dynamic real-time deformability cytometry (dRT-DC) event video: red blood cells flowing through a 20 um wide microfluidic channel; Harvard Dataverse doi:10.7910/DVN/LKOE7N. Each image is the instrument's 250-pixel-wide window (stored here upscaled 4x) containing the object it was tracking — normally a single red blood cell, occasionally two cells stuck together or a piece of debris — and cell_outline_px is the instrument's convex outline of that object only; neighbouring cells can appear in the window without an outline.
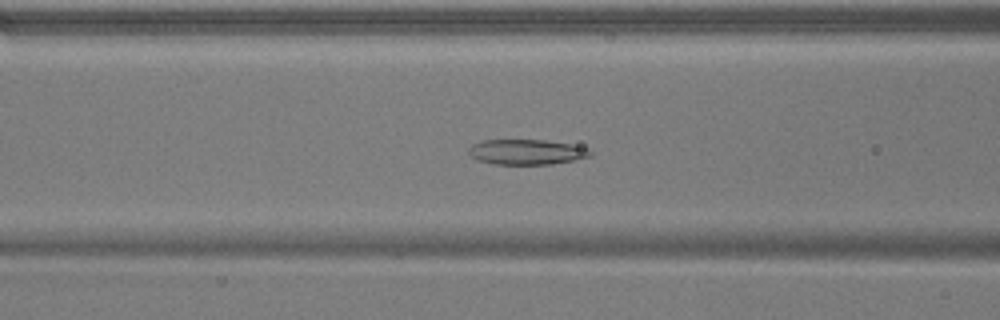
{"species": "common noctule bat (a hibernating species)", "species_latin": "Nyctalus noctula", "temperature_condition": "warm", "stored_images_in_passage": 52, "camera_frame_rate_fps": 3000, "um_per_image_px": 0.085, "animal": {"sex": "male", "body_mass_g": 17.9}, "frame": {"image": 1, "passage_image": 21, "time_ms": 6.667, "image_size_px": [1000, 320], "cell_outline_px": [[592, 156], [552, 164], [492, 164], [476, 160], [468, 152], [468, 148], [472, 144], [484, 140], [544, 140], [568, 144], [588, 148], [592, 152]], "centroid_in_image_um": [44.72, 12.92], "position_along_channel_um": 121.9, "area_um2": 17.8}}
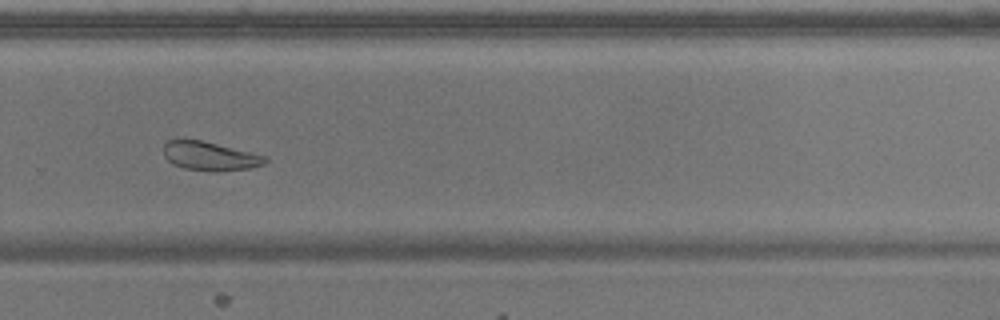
{"frame": {"image": 2, "passage_image": 36, "time_ms": 11.667, "image_size_px": [1000, 320], "cell_outline_px": [[268, 160], [264, 164], [248, 168], [220, 172], [212, 172], [184, 168], [172, 164], [164, 156], [164, 144], [168, 140], [200, 140], [268, 156]], "centroid_in_image_um": [17.85, 13.29], "position_along_channel_um": 311.9, "area_um2": 17.05}}
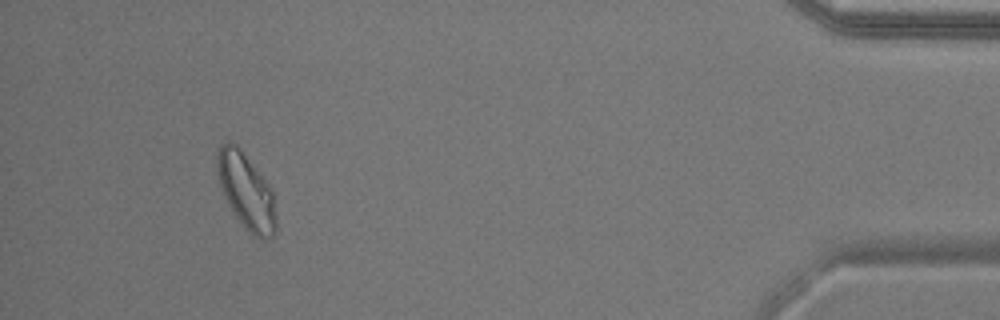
{"frame": {"image": 3, "passage_image": 49, "time_ms": 16.0, "image_size_px": [1000, 320], "cell_outline_px": [[276, 228], [272, 236], [264, 240], [256, 236], [232, 212], [224, 196], [220, 184], [216, 168], [216, 156], [220, 144], [228, 140], [236, 144], [240, 148], [268, 184], [272, 192], [276, 216]], "centroid_in_image_um": [20.9, 16.2], "position_along_channel_um": 414.3, "area_um2": 25.55}, "authors_computed_cell_mechanics": {"area_um2": 22.0796, "velocity_mm_per_s": 3.8093, "shape_relaxation_time_tau1_ms": null, "shape_relaxation_time_tau2_ms": 3.0653, "deformation_change_tau1": null, "deformation_change_tau2": 0.0831}}